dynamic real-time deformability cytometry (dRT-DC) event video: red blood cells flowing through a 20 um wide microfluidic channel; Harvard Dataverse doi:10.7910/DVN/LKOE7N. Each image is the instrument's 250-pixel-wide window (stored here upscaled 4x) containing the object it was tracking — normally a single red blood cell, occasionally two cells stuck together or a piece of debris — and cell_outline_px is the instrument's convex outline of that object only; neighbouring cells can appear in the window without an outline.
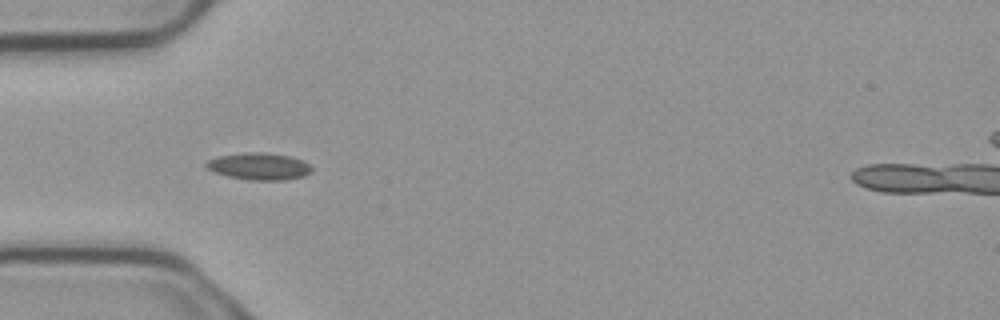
{"species": "common noctule bat (a hibernating species)", "species_latin": "Nyctalus noctula", "temperature_condition": "cold", "stored_images_in_passage": 6, "camera_frame_rate_fps": 3000, "um_per_image_px": 0.085, "animal": {"sex": "male", "body_mass_g": 23.1, "forearm_length_mm": 52.7}, "frame": {"image": 1, "passage_image": 5, "time_ms": 1.333, "image_size_px": [1000, 320], "cell_outline_px": [[312, 172], [304, 176], [284, 180], [248, 180], [228, 176], [216, 172], [208, 168], [204, 164], [208, 160], [216, 156], [248, 152], [264, 152], [288, 156], [300, 160], [308, 164], [312, 168]], "centroid_in_image_um": [22.01, 14.14], "position_along_channel_um": 63.0, "area_um2": 16.47}}
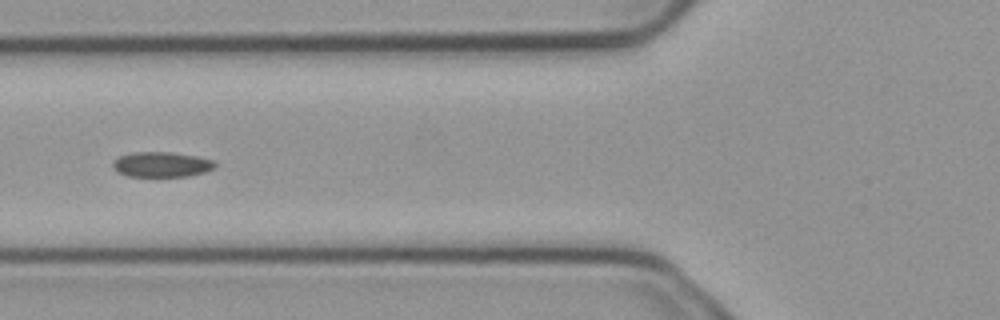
{"frame": {"image": 2, "passage_image": 6, "time_ms": 1.667, "image_size_px": [1000, 320], "cell_outline_px": [[216, 168], [204, 172], [188, 176], [128, 176], [116, 172], [112, 168], [112, 160], [120, 156], [132, 152], [172, 152], [196, 156], [216, 160]], "centroid_in_image_um": [13.73, 13.97], "position_along_channel_um": 112.1, "area_um2": 15.2}}